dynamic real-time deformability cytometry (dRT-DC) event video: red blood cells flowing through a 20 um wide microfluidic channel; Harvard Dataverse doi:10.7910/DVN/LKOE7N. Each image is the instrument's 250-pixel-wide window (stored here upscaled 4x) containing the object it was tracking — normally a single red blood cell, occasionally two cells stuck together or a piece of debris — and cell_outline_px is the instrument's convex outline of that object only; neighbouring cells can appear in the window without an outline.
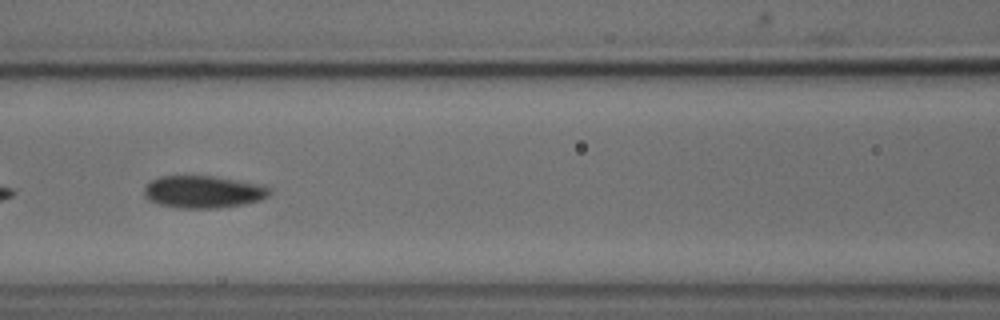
{"species": "common noctule bat (a hibernating species)", "species_latin": "Nyctalus noctula", "temperature_condition": "cold", "stored_images_in_passage": 39, "camera_frame_rate_fps": 3000, "um_per_image_px": 0.085, "animal": {"sex": "male", "body_mass_g": 18.8}, "frame": {"image": 1, "passage_image": 12, "time_ms": 3.667, "image_size_px": [1000, 320], "cell_outline_px": [[272, 192], [268, 196], [260, 200], [244, 204], [216, 208], [176, 208], [160, 204], [148, 200], [144, 196], [144, 188], [152, 180], [160, 176], [216, 176], [260, 184], [268, 188]], "centroid_in_image_um": [17.27, 16.31], "position_along_channel_um": 149.3, "area_um2": 23.64}, "authors_computed_cell_mechanics": {"area_um2": 23.698, "velocity_mm_per_s": 3.7272, "shape_relaxation_time_tau1_ms": 2.8421, "shape_relaxation_time_tau2_ms": null, "deformation_change_tau1": 0.0924, "deformation_change_tau2": null}}